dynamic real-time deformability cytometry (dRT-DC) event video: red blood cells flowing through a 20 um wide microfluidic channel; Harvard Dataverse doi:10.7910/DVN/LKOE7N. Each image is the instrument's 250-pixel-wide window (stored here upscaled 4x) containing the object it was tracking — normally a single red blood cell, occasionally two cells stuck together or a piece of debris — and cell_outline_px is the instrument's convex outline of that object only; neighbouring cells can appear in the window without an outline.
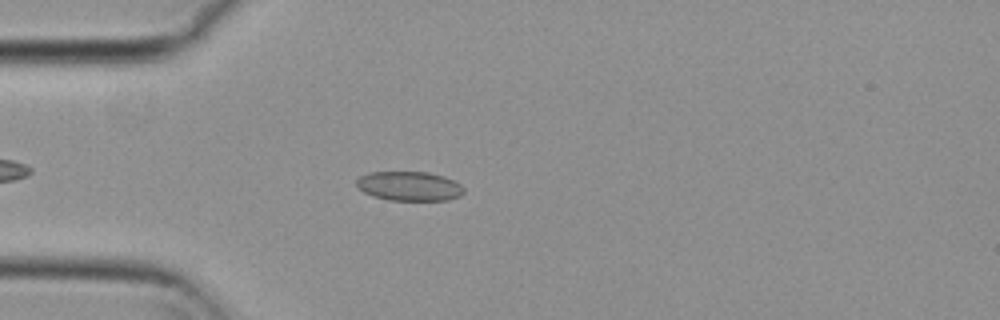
{"species": "common noctule bat (a hibernating species)", "species_latin": "Nyctalus noctula", "temperature_condition": "cold", "stored_images_in_passage": 48, "camera_frame_rate_fps": 3000, "um_per_image_px": 0.085, "animal": {"sex": "female", "body_mass_g": 29.2, "forearm_length_mm": 56.3}, "frame": {"image": 1, "passage_image": 8, "time_ms": 2.333, "image_size_px": [1000, 320], "cell_outline_px": [[464, 192], [460, 196], [448, 200], [388, 200], [372, 196], [364, 192], [356, 184], [356, 180], [360, 176], [368, 172], [428, 172], [444, 176], [460, 184], [464, 188]], "centroid_in_image_um": [34.79, 15.82], "position_along_channel_um": 50.2, "area_um2": 18.38}}
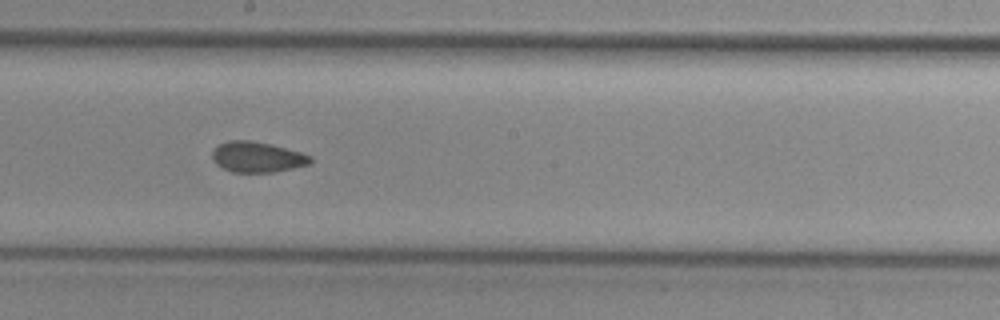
{"frame": {"image": 2, "passage_image": 23, "time_ms": 7.333, "image_size_px": [1000, 320], "cell_outline_px": [[312, 164], [276, 172], [232, 172], [216, 164], [212, 160], [212, 152], [220, 144], [228, 140], [252, 140], [272, 144], [300, 152], [312, 156]], "centroid_in_image_um": [21.89, 13.35], "position_along_channel_um": 226.3, "area_um2": 17.63}}
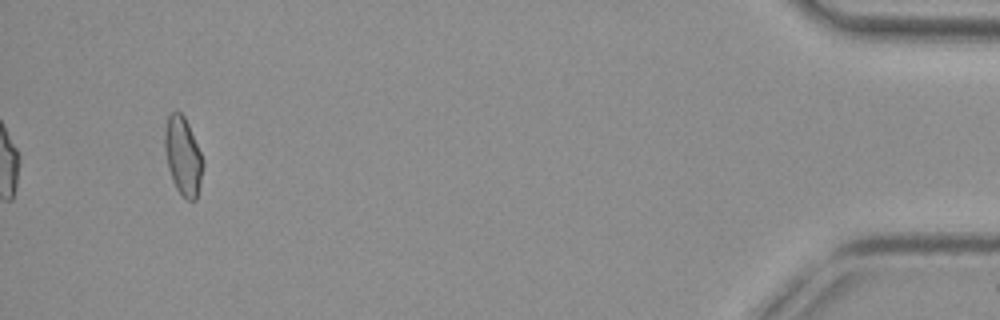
{"frame": {"image": 3, "passage_image": 45, "time_ms": 14.667, "image_size_px": [1000, 320], "cell_outline_px": [[204, 164], [200, 184], [196, 200], [188, 200], [176, 188], [172, 180], [168, 168], [164, 148], [164, 128], [168, 116], [172, 112], [180, 112], [184, 116], [188, 124], [204, 160]], "centroid_in_image_um": [15.55, 13.26], "position_along_channel_um": 419.7, "area_um2": 17.4}, "authors_computed_cell_mechanics": {"area_um2": 17.7446, "velocity_mm_per_s": 3.7348, "shape_relaxation_time_tau1_ms": null, "shape_relaxation_time_tau2_ms": 2.3322, "deformation_change_tau1": null, "deformation_change_tau2": 0.0604}}